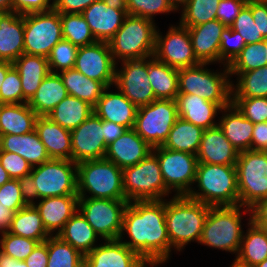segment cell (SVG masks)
<instances>
[{"label":"cell","instance_id":"35","mask_svg":"<svg viewBox=\"0 0 267 267\" xmlns=\"http://www.w3.org/2000/svg\"><path fill=\"white\" fill-rule=\"evenodd\" d=\"M57 236L84 256L96 247L95 244L100 239V236L79 211L65 223Z\"/></svg>","mask_w":267,"mask_h":267},{"label":"cell","instance_id":"64","mask_svg":"<svg viewBox=\"0 0 267 267\" xmlns=\"http://www.w3.org/2000/svg\"><path fill=\"white\" fill-rule=\"evenodd\" d=\"M15 212L0 203V234L8 232Z\"/></svg>","mask_w":267,"mask_h":267},{"label":"cell","instance_id":"69","mask_svg":"<svg viewBox=\"0 0 267 267\" xmlns=\"http://www.w3.org/2000/svg\"><path fill=\"white\" fill-rule=\"evenodd\" d=\"M11 178L9 177L7 171L3 168L0 163V186L8 182Z\"/></svg>","mask_w":267,"mask_h":267},{"label":"cell","instance_id":"66","mask_svg":"<svg viewBox=\"0 0 267 267\" xmlns=\"http://www.w3.org/2000/svg\"><path fill=\"white\" fill-rule=\"evenodd\" d=\"M103 2L108 7L124 11L128 15L127 0H103Z\"/></svg>","mask_w":267,"mask_h":267},{"label":"cell","instance_id":"39","mask_svg":"<svg viewBox=\"0 0 267 267\" xmlns=\"http://www.w3.org/2000/svg\"><path fill=\"white\" fill-rule=\"evenodd\" d=\"M203 129L178 117L162 147L197 155Z\"/></svg>","mask_w":267,"mask_h":267},{"label":"cell","instance_id":"52","mask_svg":"<svg viewBox=\"0 0 267 267\" xmlns=\"http://www.w3.org/2000/svg\"><path fill=\"white\" fill-rule=\"evenodd\" d=\"M23 103L22 82L18 71L12 66L0 88V104Z\"/></svg>","mask_w":267,"mask_h":267},{"label":"cell","instance_id":"16","mask_svg":"<svg viewBox=\"0 0 267 267\" xmlns=\"http://www.w3.org/2000/svg\"><path fill=\"white\" fill-rule=\"evenodd\" d=\"M115 68L114 86L137 108L156 100L148 78V58L125 60Z\"/></svg>","mask_w":267,"mask_h":267},{"label":"cell","instance_id":"33","mask_svg":"<svg viewBox=\"0 0 267 267\" xmlns=\"http://www.w3.org/2000/svg\"><path fill=\"white\" fill-rule=\"evenodd\" d=\"M37 117L27 103L0 104V136L34 131Z\"/></svg>","mask_w":267,"mask_h":267},{"label":"cell","instance_id":"5","mask_svg":"<svg viewBox=\"0 0 267 267\" xmlns=\"http://www.w3.org/2000/svg\"><path fill=\"white\" fill-rule=\"evenodd\" d=\"M206 65L211 63L178 69L179 94H193L217 103L221 108L229 106L232 101V81L228 66L223 65V72H214L207 69Z\"/></svg>","mask_w":267,"mask_h":267},{"label":"cell","instance_id":"17","mask_svg":"<svg viewBox=\"0 0 267 267\" xmlns=\"http://www.w3.org/2000/svg\"><path fill=\"white\" fill-rule=\"evenodd\" d=\"M71 146V160L75 163L103 159L107 150L104 120L92 113L81 125L71 130Z\"/></svg>","mask_w":267,"mask_h":267},{"label":"cell","instance_id":"26","mask_svg":"<svg viewBox=\"0 0 267 267\" xmlns=\"http://www.w3.org/2000/svg\"><path fill=\"white\" fill-rule=\"evenodd\" d=\"M24 54V15L0 13V61L14 62Z\"/></svg>","mask_w":267,"mask_h":267},{"label":"cell","instance_id":"62","mask_svg":"<svg viewBox=\"0 0 267 267\" xmlns=\"http://www.w3.org/2000/svg\"><path fill=\"white\" fill-rule=\"evenodd\" d=\"M251 220L259 227L267 229V198L251 208Z\"/></svg>","mask_w":267,"mask_h":267},{"label":"cell","instance_id":"8","mask_svg":"<svg viewBox=\"0 0 267 267\" xmlns=\"http://www.w3.org/2000/svg\"><path fill=\"white\" fill-rule=\"evenodd\" d=\"M126 201L164 200L170 192L163 181L157 156L151 152L134 166L122 169Z\"/></svg>","mask_w":267,"mask_h":267},{"label":"cell","instance_id":"41","mask_svg":"<svg viewBox=\"0 0 267 267\" xmlns=\"http://www.w3.org/2000/svg\"><path fill=\"white\" fill-rule=\"evenodd\" d=\"M235 74L238 83H232V98H267V65L247 72L230 73V76Z\"/></svg>","mask_w":267,"mask_h":267},{"label":"cell","instance_id":"50","mask_svg":"<svg viewBox=\"0 0 267 267\" xmlns=\"http://www.w3.org/2000/svg\"><path fill=\"white\" fill-rule=\"evenodd\" d=\"M128 15L139 16L151 21L156 14L176 11L167 0H127Z\"/></svg>","mask_w":267,"mask_h":267},{"label":"cell","instance_id":"53","mask_svg":"<svg viewBox=\"0 0 267 267\" xmlns=\"http://www.w3.org/2000/svg\"><path fill=\"white\" fill-rule=\"evenodd\" d=\"M0 163L11 179L22 178L30 174L33 168L23 157L13 152L0 151Z\"/></svg>","mask_w":267,"mask_h":267},{"label":"cell","instance_id":"23","mask_svg":"<svg viewBox=\"0 0 267 267\" xmlns=\"http://www.w3.org/2000/svg\"><path fill=\"white\" fill-rule=\"evenodd\" d=\"M225 27L217 19L188 27L194 54L201 63H220L221 33Z\"/></svg>","mask_w":267,"mask_h":267},{"label":"cell","instance_id":"11","mask_svg":"<svg viewBox=\"0 0 267 267\" xmlns=\"http://www.w3.org/2000/svg\"><path fill=\"white\" fill-rule=\"evenodd\" d=\"M62 39L60 13L54 8L24 15V54L47 58Z\"/></svg>","mask_w":267,"mask_h":267},{"label":"cell","instance_id":"15","mask_svg":"<svg viewBox=\"0 0 267 267\" xmlns=\"http://www.w3.org/2000/svg\"><path fill=\"white\" fill-rule=\"evenodd\" d=\"M156 31L154 57L170 67L181 69L200 64L192 47L188 28L171 25L165 36Z\"/></svg>","mask_w":267,"mask_h":267},{"label":"cell","instance_id":"36","mask_svg":"<svg viewBox=\"0 0 267 267\" xmlns=\"http://www.w3.org/2000/svg\"><path fill=\"white\" fill-rule=\"evenodd\" d=\"M148 78L156 99L176 100L179 94L178 69L151 56L148 57Z\"/></svg>","mask_w":267,"mask_h":267},{"label":"cell","instance_id":"57","mask_svg":"<svg viewBox=\"0 0 267 267\" xmlns=\"http://www.w3.org/2000/svg\"><path fill=\"white\" fill-rule=\"evenodd\" d=\"M96 1L100 0H53V8L59 13L81 14Z\"/></svg>","mask_w":267,"mask_h":267},{"label":"cell","instance_id":"32","mask_svg":"<svg viewBox=\"0 0 267 267\" xmlns=\"http://www.w3.org/2000/svg\"><path fill=\"white\" fill-rule=\"evenodd\" d=\"M265 259H267V229L256 225L250 216L248 228L243 232L240 249L234 261L245 267H255Z\"/></svg>","mask_w":267,"mask_h":267},{"label":"cell","instance_id":"40","mask_svg":"<svg viewBox=\"0 0 267 267\" xmlns=\"http://www.w3.org/2000/svg\"><path fill=\"white\" fill-rule=\"evenodd\" d=\"M8 232L39 243L45 242L51 236L34 205H27L15 213Z\"/></svg>","mask_w":267,"mask_h":267},{"label":"cell","instance_id":"28","mask_svg":"<svg viewBox=\"0 0 267 267\" xmlns=\"http://www.w3.org/2000/svg\"><path fill=\"white\" fill-rule=\"evenodd\" d=\"M35 130L45 145L50 159L71 160V131L53 122L47 116H38Z\"/></svg>","mask_w":267,"mask_h":267},{"label":"cell","instance_id":"13","mask_svg":"<svg viewBox=\"0 0 267 267\" xmlns=\"http://www.w3.org/2000/svg\"><path fill=\"white\" fill-rule=\"evenodd\" d=\"M128 204L126 200L79 197L78 211L102 240H116L121 234Z\"/></svg>","mask_w":267,"mask_h":267},{"label":"cell","instance_id":"44","mask_svg":"<svg viewBox=\"0 0 267 267\" xmlns=\"http://www.w3.org/2000/svg\"><path fill=\"white\" fill-rule=\"evenodd\" d=\"M220 0H186L182 6L178 24L186 28L217 19L216 11Z\"/></svg>","mask_w":267,"mask_h":267},{"label":"cell","instance_id":"1","mask_svg":"<svg viewBox=\"0 0 267 267\" xmlns=\"http://www.w3.org/2000/svg\"><path fill=\"white\" fill-rule=\"evenodd\" d=\"M125 232L129 241H122ZM118 239L153 266L167 262L172 249L165 222V199L129 202Z\"/></svg>","mask_w":267,"mask_h":267},{"label":"cell","instance_id":"43","mask_svg":"<svg viewBox=\"0 0 267 267\" xmlns=\"http://www.w3.org/2000/svg\"><path fill=\"white\" fill-rule=\"evenodd\" d=\"M47 267H84V255L57 235L50 236Z\"/></svg>","mask_w":267,"mask_h":267},{"label":"cell","instance_id":"58","mask_svg":"<svg viewBox=\"0 0 267 267\" xmlns=\"http://www.w3.org/2000/svg\"><path fill=\"white\" fill-rule=\"evenodd\" d=\"M251 12L259 33L267 37V1L251 0Z\"/></svg>","mask_w":267,"mask_h":267},{"label":"cell","instance_id":"70","mask_svg":"<svg viewBox=\"0 0 267 267\" xmlns=\"http://www.w3.org/2000/svg\"><path fill=\"white\" fill-rule=\"evenodd\" d=\"M171 6L178 11L179 9L182 10L180 7L184 5L186 0H167Z\"/></svg>","mask_w":267,"mask_h":267},{"label":"cell","instance_id":"54","mask_svg":"<svg viewBox=\"0 0 267 267\" xmlns=\"http://www.w3.org/2000/svg\"><path fill=\"white\" fill-rule=\"evenodd\" d=\"M0 203L7 206L8 209L15 213L27 206L18 183V179H10L8 182L0 186Z\"/></svg>","mask_w":267,"mask_h":267},{"label":"cell","instance_id":"34","mask_svg":"<svg viewBox=\"0 0 267 267\" xmlns=\"http://www.w3.org/2000/svg\"><path fill=\"white\" fill-rule=\"evenodd\" d=\"M67 96L66 87L59 74L50 72L27 104L38 116H48Z\"/></svg>","mask_w":267,"mask_h":267},{"label":"cell","instance_id":"56","mask_svg":"<svg viewBox=\"0 0 267 267\" xmlns=\"http://www.w3.org/2000/svg\"><path fill=\"white\" fill-rule=\"evenodd\" d=\"M13 0V12L25 15L53 9V0Z\"/></svg>","mask_w":267,"mask_h":267},{"label":"cell","instance_id":"38","mask_svg":"<svg viewBox=\"0 0 267 267\" xmlns=\"http://www.w3.org/2000/svg\"><path fill=\"white\" fill-rule=\"evenodd\" d=\"M92 113L94 108L79 98L68 95L47 116L61 127L73 130L81 125Z\"/></svg>","mask_w":267,"mask_h":267},{"label":"cell","instance_id":"45","mask_svg":"<svg viewBox=\"0 0 267 267\" xmlns=\"http://www.w3.org/2000/svg\"><path fill=\"white\" fill-rule=\"evenodd\" d=\"M267 65V49L263 41L246 44L236 59L228 66L229 73H242Z\"/></svg>","mask_w":267,"mask_h":267},{"label":"cell","instance_id":"14","mask_svg":"<svg viewBox=\"0 0 267 267\" xmlns=\"http://www.w3.org/2000/svg\"><path fill=\"white\" fill-rule=\"evenodd\" d=\"M152 152L157 156L161 174L166 188L175 191L176 196L188 195L195 182L198 165L194 154L154 147ZM192 185V186H191Z\"/></svg>","mask_w":267,"mask_h":267},{"label":"cell","instance_id":"7","mask_svg":"<svg viewBox=\"0 0 267 267\" xmlns=\"http://www.w3.org/2000/svg\"><path fill=\"white\" fill-rule=\"evenodd\" d=\"M77 194L84 198L126 200L122 169L105 158L77 163Z\"/></svg>","mask_w":267,"mask_h":267},{"label":"cell","instance_id":"49","mask_svg":"<svg viewBox=\"0 0 267 267\" xmlns=\"http://www.w3.org/2000/svg\"><path fill=\"white\" fill-rule=\"evenodd\" d=\"M231 103L252 123L267 122V98H232Z\"/></svg>","mask_w":267,"mask_h":267},{"label":"cell","instance_id":"9","mask_svg":"<svg viewBox=\"0 0 267 267\" xmlns=\"http://www.w3.org/2000/svg\"><path fill=\"white\" fill-rule=\"evenodd\" d=\"M236 170L239 205L251 209L267 198V152H239Z\"/></svg>","mask_w":267,"mask_h":267},{"label":"cell","instance_id":"22","mask_svg":"<svg viewBox=\"0 0 267 267\" xmlns=\"http://www.w3.org/2000/svg\"><path fill=\"white\" fill-rule=\"evenodd\" d=\"M78 204V195H64L40 199L34 203V206L38 210L47 232L51 236H56L65 223L78 211Z\"/></svg>","mask_w":267,"mask_h":267},{"label":"cell","instance_id":"37","mask_svg":"<svg viewBox=\"0 0 267 267\" xmlns=\"http://www.w3.org/2000/svg\"><path fill=\"white\" fill-rule=\"evenodd\" d=\"M68 95L74 96L95 106L107 88L102 82L87 78L76 69H67L58 72Z\"/></svg>","mask_w":267,"mask_h":267},{"label":"cell","instance_id":"3","mask_svg":"<svg viewBox=\"0 0 267 267\" xmlns=\"http://www.w3.org/2000/svg\"><path fill=\"white\" fill-rule=\"evenodd\" d=\"M195 183L198 190L192 188L188 197L209 206L239 205L236 165L198 163Z\"/></svg>","mask_w":267,"mask_h":267},{"label":"cell","instance_id":"63","mask_svg":"<svg viewBox=\"0 0 267 267\" xmlns=\"http://www.w3.org/2000/svg\"><path fill=\"white\" fill-rule=\"evenodd\" d=\"M126 130L127 128L122 125L104 120V139H105L106 145L115 141Z\"/></svg>","mask_w":267,"mask_h":267},{"label":"cell","instance_id":"6","mask_svg":"<svg viewBox=\"0 0 267 267\" xmlns=\"http://www.w3.org/2000/svg\"><path fill=\"white\" fill-rule=\"evenodd\" d=\"M243 206H210L199 243L222 251L238 254L243 232L242 214L251 209ZM242 212V213H241Z\"/></svg>","mask_w":267,"mask_h":267},{"label":"cell","instance_id":"68","mask_svg":"<svg viewBox=\"0 0 267 267\" xmlns=\"http://www.w3.org/2000/svg\"><path fill=\"white\" fill-rule=\"evenodd\" d=\"M13 12V0H0V13Z\"/></svg>","mask_w":267,"mask_h":267},{"label":"cell","instance_id":"31","mask_svg":"<svg viewBox=\"0 0 267 267\" xmlns=\"http://www.w3.org/2000/svg\"><path fill=\"white\" fill-rule=\"evenodd\" d=\"M18 71L23 90V103H27L51 72L48 60L43 56L22 54L13 63Z\"/></svg>","mask_w":267,"mask_h":267},{"label":"cell","instance_id":"55","mask_svg":"<svg viewBox=\"0 0 267 267\" xmlns=\"http://www.w3.org/2000/svg\"><path fill=\"white\" fill-rule=\"evenodd\" d=\"M247 2L248 0H220L216 11L217 20L230 27Z\"/></svg>","mask_w":267,"mask_h":267},{"label":"cell","instance_id":"30","mask_svg":"<svg viewBox=\"0 0 267 267\" xmlns=\"http://www.w3.org/2000/svg\"><path fill=\"white\" fill-rule=\"evenodd\" d=\"M221 112L218 126L225 137L239 152L251 150L254 123L246 119L232 103L222 108Z\"/></svg>","mask_w":267,"mask_h":267},{"label":"cell","instance_id":"67","mask_svg":"<svg viewBox=\"0 0 267 267\" xmlns=\"http://www.w3.org/2000/svg\"><path fill=\"white\" fill-rule=\"evenodd\" d=\"M13 66L12 62L0 61V88L5 80L7 71Z\"/></svg>","mask_w":267,"mask_h":267},{"label":"cell","instance_id":"61","mask_svg":"<svg viewBox=\"0 0 267 267\" xmlns=\"http://www.w3.org/2000/svg\"><path fill=\"white\" fill-rule=\"evenodd\" d=\"M22 197L27 205H34V199H38V190L31 174L18 179Z\"/></svg>","mask_w":267,"mask_h":267},{"label":"cell","instance_id":"4","mask_svg":"<svg viewBox=\"0 0 267 267\" xmlns=\"http://www.w3.org/2000/svg\"><path fill=\"white\" fill-rule=\"evenodd\" d=\"M155 24L154 21L139 16H126L120 29L108 42L117 66L118 61L154 56L157 31Z\"/></svg>","mask_w":267,"mask_h":267},{"label":"cell","instance_id":"60","mask_svg":"<svg viewBox=\"0 0 267 267\" xmlns=\"http://www.w3.org/2000/svg\"><path fill=\"white\" fill-rule=\"evenodd\" d=\"M251 150L267 152V122L254 124Z\"/></svg>","mask_w":267,"mask_h":267},{"label":"cell","instance_id":"65","mask_svg":"<svg viewBox=\"0 0 267 267\" xmlns=\"http://www.w3.org/2000/svg\"><path fill=\"white\" fill-rule=\"evenodd\" d=\"M0 267H28L23 260H16L0 252Z\"/></svg>","mask_w":267,"mask_h":267},{"label":"cell","instance_id":"47","mask_svg":"<svg viewBox=\"0 0 267 267\" xmlns=\"http://www.w3.org/2000/svg\"><path fill=\"white\" fill-rule=\"evenodd\" d=\"M38 243L36 240L5 232L1 235L0 252L24 261Z\"/></svg>","mask_w":267,"mask_h":267},{"label":"cell","instance_id":"51","mask_svg":"<svg viewBox=\"0 0 267 267\" xmlns=\"http://www.w3.org/2000/svg\"><path fill=\"white\" fill-rule=\"evenodd\" d=\"M246 46L241 35L232 30L230 27H225L221 33L220 41V63L221 65L229 66L241 50Z\"/></svg>","mask_w":267,"mask_h":267},{"label":"cell","instance_id":"71","mask_svg":"<svg viewBox=\"0 0 267 267\" xmlns=\"http://www.w3.org/2000/svg\"><path fill=\"white\" fill-rule=\"evenodd\" d=\"M255 267H267V259H265L263 262L257 264Z\"/></svg>","mask_w":267,"mask_h":267},{"label":"cell","instance_id":"46","mask_svg":"<svg viewBox=\"0 0 267 267\" xmlns=\"http://www.w3.org/2000/svg\"><path fill=\"white\" fill-rule=\"evenodd\" d=\"M78 46L70 41L62 39L51 50L47 57L48 65L52 73L72 69L75 64Z\"/></svg>","mask_w":267,"mask_h":267},{"label":"cell","instance_id":"18","mask_svg":"<svg viewBox=\"0 0 267 267\" xmlns=\"http://www.w3.org/2000/svg\"><path fill=\"white\" fill-rule=\"evenodd\" d=\"M73 68L87 78L102 82L106 87L114 85L116 63L108 42L97 41L79 47Z\"/></svg>","mask_w":267,"mask_h":267},{"label":"cell","instance_id":"27","mask_svg":"<svg viewBox=\"0 0 267 267\" xmlns=\"http://www.w3.org/2000/svg\"><path fill=\"white\" fill-rule=\"evenodd\" d=\"M176 103L178 117L201 127L203 130L218 125L214 119L222 108L217 103L206 101L193 94H178Z\"/></svg>","mask_w":267,"mask_h":267},{"label":"cell","instance_id":"12","mask_svg":"<svg viewBox=\"0 0 267 267\" xmlns=\"http://www.w3.org/2000/svg\"><path fill=\"white\" fill-rule=\"evenodd\" d=\"M38 190V199L77 194V163L50 159L34 166L30 173Z\"/></svg>","mask_w":267,"mask_h":267},{"label":"cell","instance_id":"20","mask_svg":"<svg viewBox=\"0 0 267 267\" xmlns=\"http://www.w3.org/2000/svg\"><path fill=\"white\" fill-rule=\"evenodd\" d=\"M153 148L132 129H127L115 141L107 145L105 159L119 168L134 166L146 158Z\"/></svg>","mask_w":267,"mask_h":267},{"label":"cell","instance_id":"24","mask_svg":"<svg viewBox=\"0 0 267 267\" xmlns=\"http://www.w3.org/2000/svg\"><path fill=\"white\" fill-rule=\"evenodd\" d=\"M81 14L99 42H109L127 16L124 11L108 7L103 0L92 3Z\"/></svg>","mask_w":267,"mask_h":267},{"label":"cell","instance_id":"25","mask_svg":"<svg viewBox=\"0 0 267 267\" xmlns=\"http://www.w3.org/2000/svg\"><path fill=\"white\" fill-rule=\"evenodd\" d=\"M107 87L102 96L93 107L94 113L102 120L122 125L127 129H132L135 124L138 108L129 101L119 90L109 91Z\"/></svg>","mask_w":267,"mask_h":267},{"label":"cell","instance_id":"42","mask_svg":"<svg viewBox=\"0 0 267 267\" xmlns=\"http://www.w3.org/2000/svg\"><path fill=\"white\" fill-rule=\"evenodd\" d=\"M60 20L63 39L78 47L88 46L97 42L82 14L60 13Z\"/></svg>","mask_w":267,"mask_h":267},{"label":"cell","instance_id":"10","mask_svg":"<svg viewBox=\"0 0 267 267\" xmlns=\"http://www.w3.org/2000/svg\"><path fill=\"white\" fill-rule=\"evenodd\" d=\"M177 118L176 100L156 99L138 108L133 129L154 148L162 146Z\"/></svg>","mask_w":267,"mask_h":267},{"label":"cell","instance_id":"48","mask_svg":"<svg viewBox=\"0 0 267 267\" xmlns=\"http://www.w3.org/2000/svg\"><path fill=\"white\" fill-rule=\"evenodd\" d=\"M230 28L238 32L246 44H254L264 40V37L261 33H259L257 24H255L253 19L251 12V0H248L247 4L230 25Z\"/></svg>","mask_w":267,"mask_h":267},{"label":"cell","instance_id":"2","mask_svg":"<svg viewBox=\"0 0 267 267\" xmlns=\"http://www.w3.org/2000/svg\"><path fill=\"white\" fill-rule=\"evenodd\" d=\"M166 200L165 222L171 248L182 251L189 242L199 243L210 206L187 195Z\"/></svg>","mask_w":267,"mask_h":267},{"label":"cell","instance_id":"73","mask_svg":"<svg viewBox=\"0 0 267 267\" xmlns=\"http://www.w3.org/2000/svg\"><path fill=\"white\" fill-rule=\"evenodd\" d=\"M263 42L265 44V48L267 49V37L264 38Z\"/></svg>","mask_w":267,"mask_h":267},{"label":"cell","instance_id":"29","mask_svg":"<svg viewBox=\"0 0 267 267\" xmlns=\"http://www.w3.org/2000/svg\"><path fill=\"white\" fill-rule=\"evenodd\" d=\"M0 151L19 154L32 167L50 160L45 145L41 142L36 130L22 135H1Z\"/></svg>","mask_w":267,"mask_h":267},{"label":"cell","instance_id":"21","mask_svg":"<svg viewBox=\"0 0 267 267\" xmlns=\"http://www.w3.org/2000/svg\"><path fill=\"white\" fill-rule=\"evenodd\" d=\"M198 163L236 165L239 151L225 137L217 125L203 131L197 153Z\"/></svg>","mask_w":267,"mask_h":267},{"label":"cell","instance_id":"59","mask_svg":"<svg viewBox=\"0 0 267 267\" xmlns=\"http://www.w3.org/2000/svg\"><path fill=\"white\" fill-rule=\"evenodd\" d=\"M24 261L28 267H47L48 239L45 242L38 243Z\"/></svg>","mask_w":267,"mask_h":267},{"label":"cell","instance_id":"72","mask_svg":"<svg viewBox=\"0 0 267 267\" xmlns=\"http://www.w3.org/2000/svg\"><path fill=\"white\" fill-rule=\"evenodd\" d=\"M230 267H245V266L239 265L238 263H236V262L233 260V263L230 265Z\"/></svg>","mask_w":267,"mask_h":267},{"label":"cell","instance_id":"19","mask_svg":"<svg viewBox=\"0 0 267 267\" xmlns=\"http://www.w3.org/2000/svg\"><path fill=\"white\" fill-rule=\"evenodd\" d=\"M154 267L127 245L116 240H104L84 256V267Z\"/></svg>","mask_w":267,"mask_h":267}]
</instances>
